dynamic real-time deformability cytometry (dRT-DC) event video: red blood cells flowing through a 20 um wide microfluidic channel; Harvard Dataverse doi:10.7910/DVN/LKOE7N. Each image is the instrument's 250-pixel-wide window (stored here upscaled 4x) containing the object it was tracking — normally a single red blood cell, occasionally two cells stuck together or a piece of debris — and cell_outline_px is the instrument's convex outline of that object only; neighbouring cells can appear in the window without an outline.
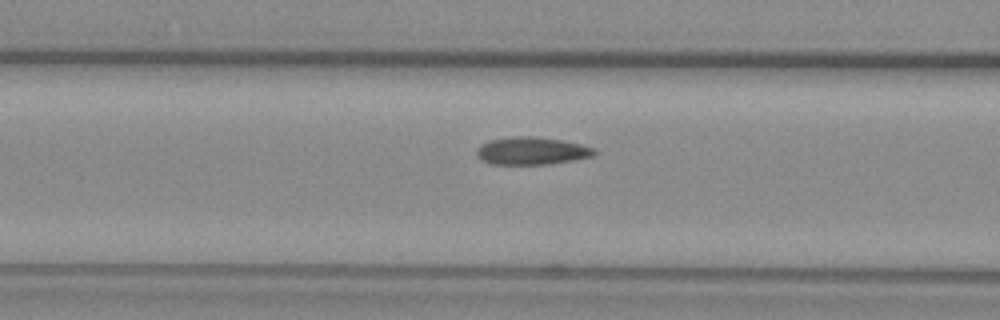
{"species": "common noctule bat (a hibernating species)", "species_latin": "Nyctalus noctula", "temperature_condition": "warm", "stored_images_in_passage": 45, "camera_frame_rate_fps": 3000, "um_per_image_px": 0.085, "animal": {"sex": "female", "body_mass_g": 29.2, "forearm_length_mm": 56.3}, "frame": {"image": 1, "passage_image": 15, "time_ms": 4.667, "image_size_px": [1000, 320], "cell_outline_px": [[596, 152], [592, 156], [576, 160], [548, 164], [492, 164], [476, 156], [476, 148], [480, 144], [492, 140], [512, 136], [536, 136], [564, 140], [596, 148]], "centroid_in_image_um": [45.21, 12.81], "position_along_channel_um": 121.4, "area_um2": 19.07}}
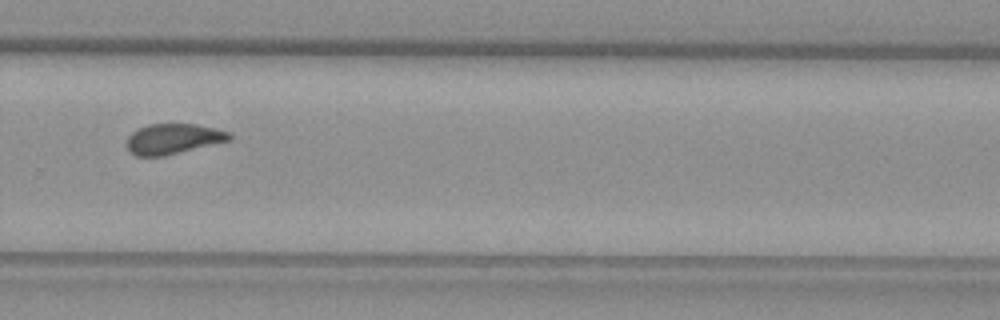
{"frame": {"image": 2, "passage_image": 30, "time_ms": 9.667, "image_size_px": [1000, 320], "cell_outline_px": [[232, 140], [164, 156], [136, 156], [128, 152], [124, 144], [128, 136], [136, 128], [148, 124], [196, 124], [216, 128], [232, 132]], "centroid_in_image_um": [14.7, 11.8], "position_along_channel_um": 315.1, "area_um2": 18.61}}
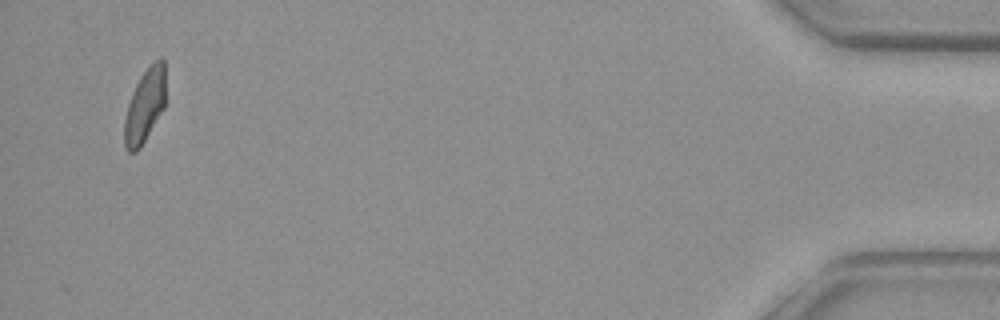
{"frame": {"image": 3, "passage_image": 45, "time_ms": 14.667, "image_size_px": [1000, 320], "cell_outline_px": [[164, 108], [140, 148], [136, 152], [128, 152], [124, 148], [124, 120], [128, 104], [132, 92], [140, 76], [152, 60], [160, 56], [164, 60]], "centroid_in_image_um": [12.29, 8.97], "position_along_channel_um": 422.9, "area_um2": 17.8}, "authors_computed_cell_mechanics": {"area_um2": 18.8428, "velocity_mm_per_s": 3.8824, "shape_relaxation_time_tau1_ms": null, "shape_relaxation_time_tau2_ms": 2.0424, "deformation_change_tau1": null, "deformation_change_tau2": 0.06}}